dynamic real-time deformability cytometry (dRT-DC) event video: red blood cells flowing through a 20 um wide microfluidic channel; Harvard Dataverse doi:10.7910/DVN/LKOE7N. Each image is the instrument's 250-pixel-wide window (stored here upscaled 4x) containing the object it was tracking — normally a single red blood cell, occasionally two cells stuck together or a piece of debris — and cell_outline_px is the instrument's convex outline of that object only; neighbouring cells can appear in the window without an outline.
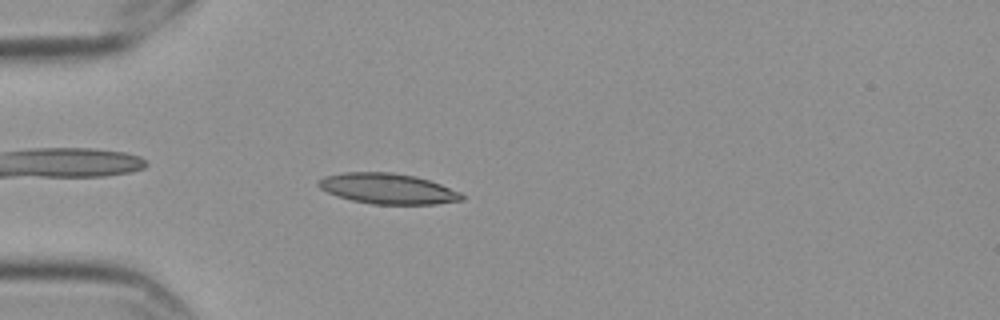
{"species": "Egyptian fruit bat (a non-hibernating species)", "species_latin": "Rousettus aegyptiacus", "temperature_condition": "cold", "stored_images_in_passage": 57, "camera_frame_rate_fps": 3000, "um_per_image_px": 0.085, "frame": {"image": 1, "passage_image": 16, "time_ms": 5.0, "image_size_px": [1000, 320], "cell_outline_px": [[464, 200], [436, 204], [372, 204], [352, 200], [328, 192], [320, 188], [316, 184], [316, 180], [324, 176], [344, 172], [392, 172], [416, 176], [440, 184], [460, 192], [464, 196]], "centroid_in_image_um": [32.95, 16.03], "position_along_channel_um": 52.1, "area_um2": 25.49}}
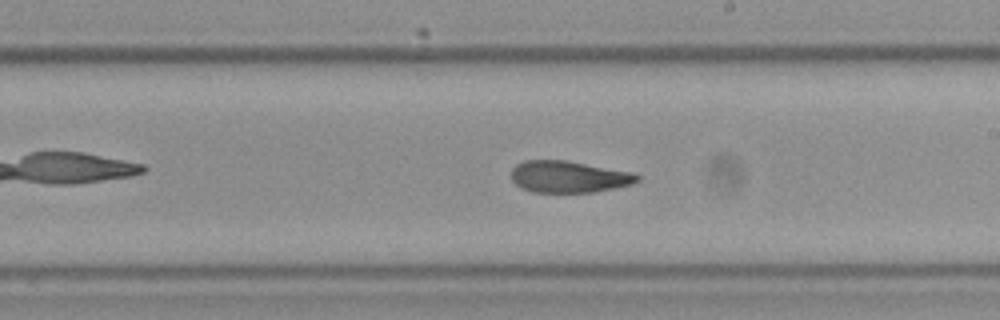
{"frame": {"image": 2, "passage_image": 33, "time_ms": 10.667, "image_size_px": [1000, 320], "cell_outline_px": [[640, 180], [632, 184], [592, 192], [532, 192], [520, 188], [512, 180], [512, 168], [516, 164], [524, 160], [564, 160], [632, 172], [640, 176]], "centroid_in_image_um": [48.31, 15.02], "position_along_channel_um": 240.7, "area_um2": 23.18}}
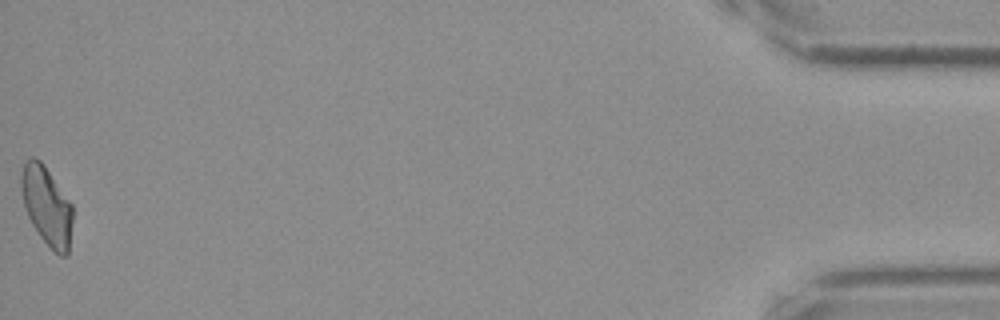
{"frame": {"image": 3, "passage_image": 57, "time_ms": 18.667, "image_size_px": [1000, 320], "cell_outline_px": [[72, 220], [68, 256], [60, 256], [40, 236], [32, 224], [28, 216], [24, 204], [20, 188], [20, 176], [24, 164], [32, 156], [40, 160], [44, 164], [72, 204]], "centroid_in_image_um": [3.97, 17.48], "position_along_channel_um": 431.2, "area_um2": 23.41}, "authors_computed_cell_mechanics": {"area_um2": 23.9292, "velocity_mm_per_s": 3.5394, "shape_relaxation_time_tau1_ms": null, "shape_relaxation_time_tau2_ms": 3.397, "deformation_change_tau1": null, "deformation_change_tau2": 0.1042}}